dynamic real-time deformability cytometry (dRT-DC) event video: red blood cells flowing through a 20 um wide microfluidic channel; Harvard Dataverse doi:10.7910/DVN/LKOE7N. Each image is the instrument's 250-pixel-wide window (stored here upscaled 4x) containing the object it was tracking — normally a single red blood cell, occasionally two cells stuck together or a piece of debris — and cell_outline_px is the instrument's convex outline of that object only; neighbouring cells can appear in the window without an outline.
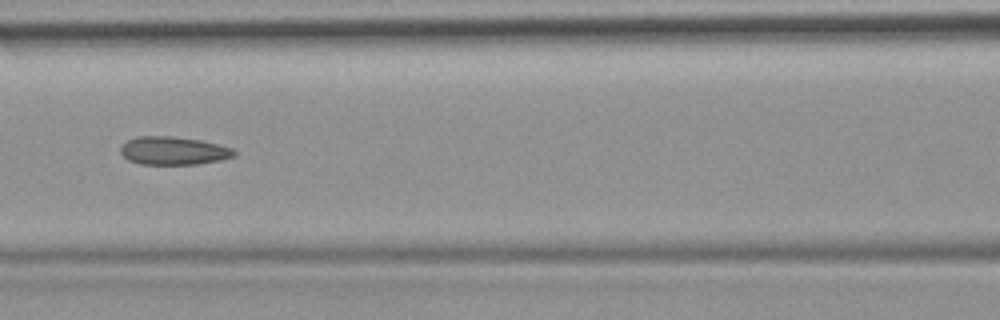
{"species": "common noctule bat (a hibernating species)", "species_latin": "Nyctalus noctula", "temperature_condition": "room temperature", "stored_images_in_passage": 52, "camera_frame_rate_fps": 3000, "um_per_image_px": 0.085, "animal": {"sex": "female", "body_mass_g": 19.9}, "frame": {"image": 1, "passage_image": 23, "time_ms": 7.333, "image_size_px": [1000, 320], "cell_outline_px": [[236, 156], [220, 160], [196, 164], [140, 164], [128, 160], [120, 152], [120, 148], [128, 140], [136, 136], [172, 136], [200, 140], [232, 148], [236, 152]], "centroid_in_image_um": [14.74, 12.81], "position_along_channel_um": 151.9, "area_um2": 18.55}, "authors_computed_cell_mechanics": {"area_um2": 19.074, "velocity_mm_per_s": 3.9627, "shape_relaxation_time_tau1_ms": null, "shape_relaxation_time_tau2_ms": 2.9865, "deformation_change_tau1": null, "deformation_change_tau2": 0.1195}}